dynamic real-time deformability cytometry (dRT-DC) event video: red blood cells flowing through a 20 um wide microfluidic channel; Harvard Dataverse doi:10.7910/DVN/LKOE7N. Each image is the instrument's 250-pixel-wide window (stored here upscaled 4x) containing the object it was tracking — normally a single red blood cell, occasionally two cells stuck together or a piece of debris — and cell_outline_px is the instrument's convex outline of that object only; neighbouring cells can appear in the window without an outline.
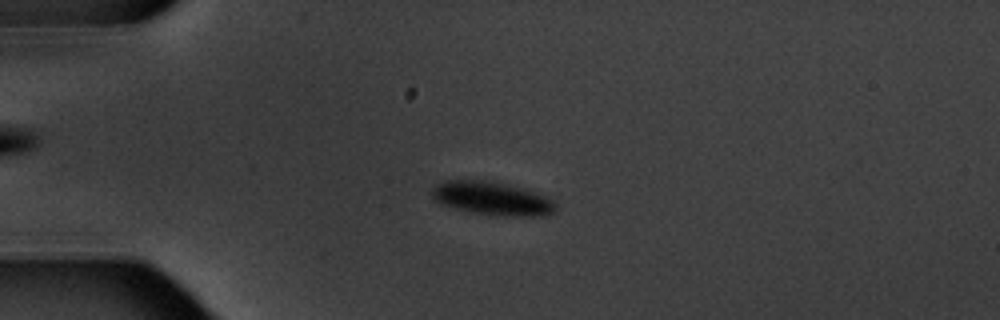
{"species": "common noctule bat (a hibernating species)", "species_latin": "Nyctalus noctula", "temperature_condition": "warm", "stored_images_in_passage": 5, "camera_frame_rate_fps": 3000, "um_per_image_px": 0.085, "animal": {"sex": "male", "body_mass_g": 20.1, "forearm_length_mm": 53.5}, "frame": {"image": 1, "passage_image": 4, "time_ms": 3.667, "image_size_px": [1000, 320], "cell_outline_px": [[556, 208], [552, 212], [540, 216], [496, 216], [472, 212], [452, 208], [440, 204], [432, 196], [432, 188], [436, 184], [444, 180], [492, 180], [540, 192], [548, 196], [556, 204]], "centroid_in_image_um": [41.84, 16.85], "position_along_channel_um": 43.2, "area_um2": 24.57}}